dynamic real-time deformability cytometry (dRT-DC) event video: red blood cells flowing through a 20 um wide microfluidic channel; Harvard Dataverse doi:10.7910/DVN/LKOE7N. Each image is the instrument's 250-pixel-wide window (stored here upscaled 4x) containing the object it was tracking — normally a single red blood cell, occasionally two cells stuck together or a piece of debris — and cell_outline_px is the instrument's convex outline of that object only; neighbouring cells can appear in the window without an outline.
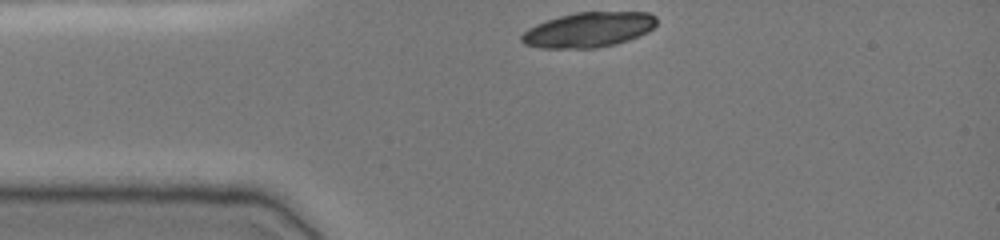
{"species": "common noctule bat (a hibernating species)", "species_latin": "Nyctalus noctula", "temperature_condition": "cold", "stored_images_in_passage": 32, "camera_frame_rate_fps": 3000, "um_per_image_px": 0.085, "animal": {"sex": "female", "body_mass_g": 19.0, "forearm_length_mm": 51.5}, "frame": {"image": 1, "passage_image": 1, "time_ms": 0.0, "image_size_px": [1000, 240], "cell_outline_px": [[656, 24], [648, 32], [628, 40], [616, 44], [596, 48], [540, 48], [524, 44], [520, 40], [520, 36], [528, 28], [536, 24], [560, 16], [576, 12], [648, 12], [656, 16]], "centroid_in_image_um": [50.02, 2.53], "position_along_channel_um": 35.0, "area_um2": 27.57}}
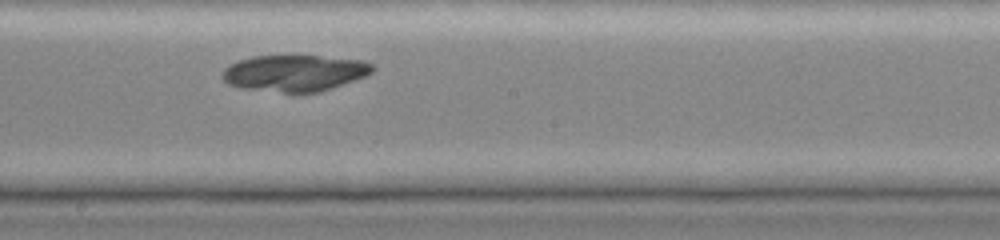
{"frame": {"image": 2, "passage_image": 18, "time_ms": 5.667, "image_size_px": [1000, 240], "cell_outline_px": [[376, 68], [372, 72], [364, 76], [332, 88], [320, 92], [296, 96], [240, 88], [228, 84], [220, 76], [224, 68], [240, 60], [252, 56], [320, 56], [364, 60], [372, 64]], "centroid_in_image_um": [25.02, 6.25], "position_along_channel_um": 223.2, "area_um2": 32.71}}
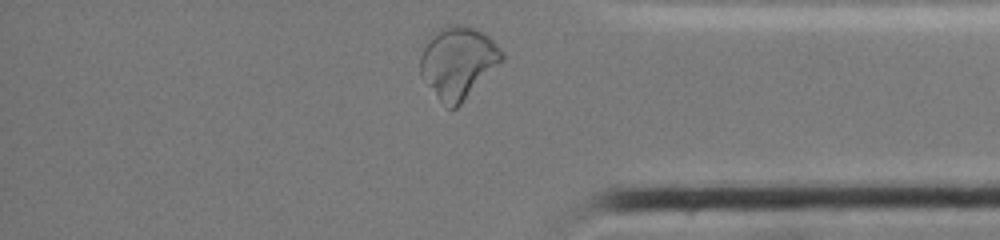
{"frame": {"image": 3, "passage_image": 32, "time_ms": 10.333, "image_size_px": [1000, 240], "cell_outline_px": [[504, 60], [456, 108], [448, 108], [440, 100], [420, 76], [420, 56], [428, 32], [436, 28], [448, 24], [460, 24], [476, 28], [484, 32], [504, 52]], "centroid_in_image_um": [38.9, 5.24], "position_along_channel_um": 396.3, "area_um2": 34.68}}